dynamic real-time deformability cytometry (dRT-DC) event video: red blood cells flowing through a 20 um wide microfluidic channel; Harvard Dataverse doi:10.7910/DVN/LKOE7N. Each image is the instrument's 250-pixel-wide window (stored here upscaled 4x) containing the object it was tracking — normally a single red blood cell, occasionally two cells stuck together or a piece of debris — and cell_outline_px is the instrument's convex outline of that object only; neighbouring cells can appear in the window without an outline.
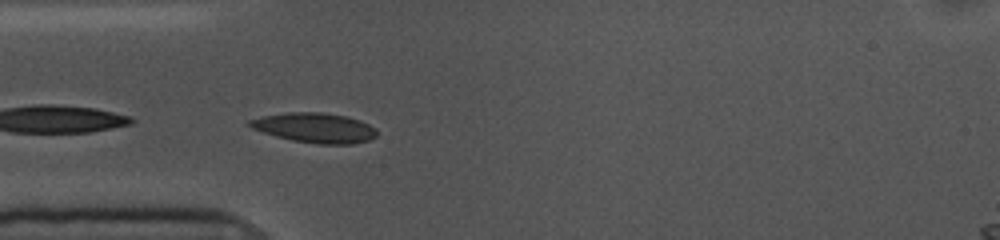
{"species": "common noctule bat (a hibernating species)", "species_latin": "Nyctalus noctula", "temperature_condition": "cold", "stored_images_in_passage": 19, "camera_frame_rate_fps": 3000, "um_per_image_px": 0.085, "animal": {"sex": "female", "body_mass_g": 10.0, "forearm_length_mm": 53.1}, "frame": {"image": 1, "passage_image": 1, "time_ms": 0.0, "image_size_px": [1000, 240], "cell_outline_px": [[376, 136], [368, 140], [352, 144], [320, 144], [292, 140], [276, 136], [252, 128], [244, 124], [248, 120], [260, 116], [288, 112], [324, 112], [348, 116], [360, 120], [376, 128]], "centroid_in_image_um": [26.73, 10.84], "position_along_channel_um": 58.3, "area_um2": 22.25}}
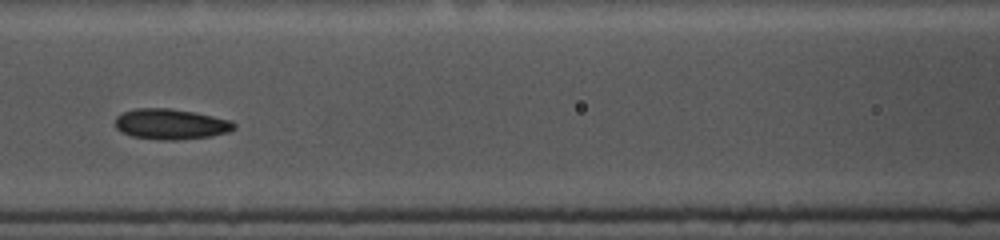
{"frame": {"image": 2, "passage_image": 9, "time_ms": 2.667, "image_size_px": [1000, 240], "cell_outline_px": [[236, 128], [228, 132], [212, 136], [180, 140], [156, 140], [132, 136], [116, 128], [116, 116], [124, 112], [136, 108], [168, 108], [192, 112], [232, 120], [236, 124]], "centroid_in_image_um": [14.55, 10.56], "position_along_channel_um": 152.1, "area_um2": 21.15}}